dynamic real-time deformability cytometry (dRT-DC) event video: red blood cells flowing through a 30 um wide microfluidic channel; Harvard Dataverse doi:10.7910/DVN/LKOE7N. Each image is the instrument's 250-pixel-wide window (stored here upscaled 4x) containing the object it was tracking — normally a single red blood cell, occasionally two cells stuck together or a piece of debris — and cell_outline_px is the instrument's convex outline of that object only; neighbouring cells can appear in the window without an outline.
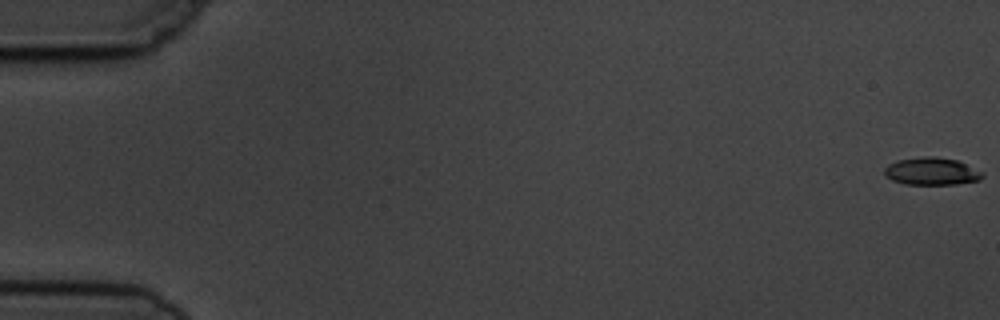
{"species": "common noctule bat (a hibernating species)", "species_latin": "Nyctalus noctula", "temperature_condition": "cold", "stored_images_in_passage": 6, "camera_frame_rate_fps": 3000, "um_per_image_px": 0.085, "animal": {"sex": "male", "body_mass_g": 19.5, "forearm_length_mm": 54.6}, "frame": {"image": 1, "passage_image": 1, "time_ms": 0.0, "image_size_px": [1000, 320], "cell_outline_px": [[984, 176], [980, 180], [956, 184], [904, 184], [892, 180], [884, 176], [884, 168], [888, 164], [900, 160], [924, 156], [936, 156], [956, 160], [984, 172]], "centroid_in_image_um": [79.19, 14.56], "position_along_channel_um": 5.8, "area_um2": 15.72}}
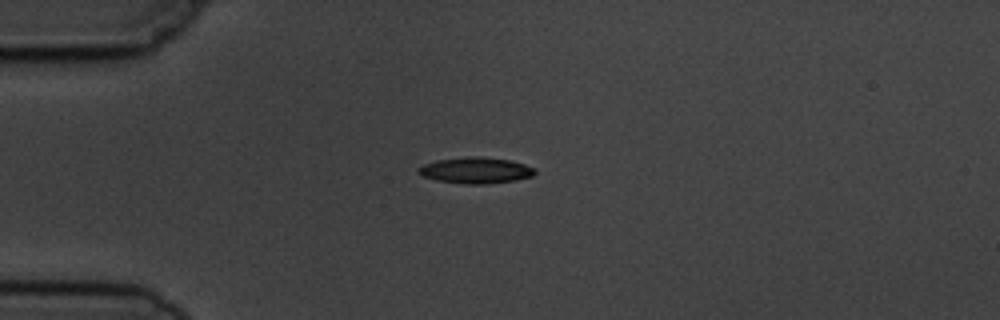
{"frame": {"image": 2, "passage_image": 5, "time_ms": 4.667, "image_size_px": [1000, 320], "cell_outline_px": [[536, 172], [532, 176], [516, 180], [484, 184], [464, 184], [436, 180], [424, 176], [416, 172], [424, 164], [436, 160], [472, 156], [480, 156], [508, 160], [524, 164], [536, 168]], "centroid_in_image_um": [40.45, 14.48], "position_along_channel_um": 44.5, "area_um2": 17.63}}